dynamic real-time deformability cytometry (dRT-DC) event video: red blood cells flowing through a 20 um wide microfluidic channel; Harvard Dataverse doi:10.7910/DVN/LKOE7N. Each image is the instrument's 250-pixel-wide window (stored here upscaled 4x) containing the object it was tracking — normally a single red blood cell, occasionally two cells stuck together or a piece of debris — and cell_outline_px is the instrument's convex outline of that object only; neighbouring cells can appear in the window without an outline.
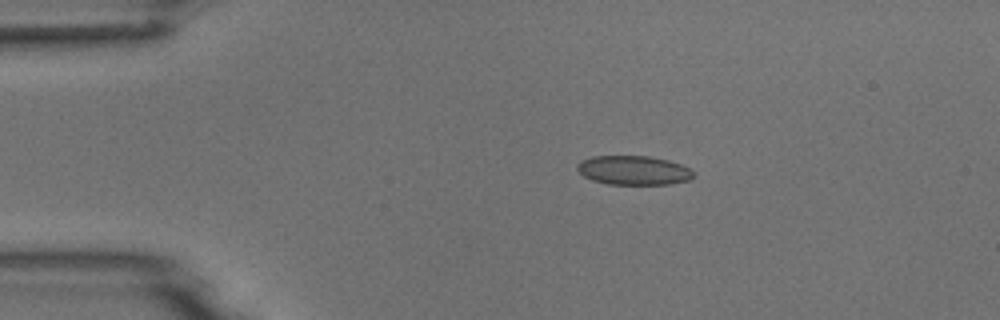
{"species": "common noctule bat (a hibernating species)", "species_latin": "Nyctalus noctula", "temperature_condition": "room temperature", "stored_images_in_passage": 14, "camera_frame_rate_fps": 3000, "um_per_image_px": 0.085, "animal": {"sex": "male", "body_mass_g": 18.8}, "frame": {"image": 1, "passage_image": 3, "time_ms": 2.333, "image_size_px": [1000, 320], "cell_outline_px": [[696, 176], [688, 180], [668, 184], [608, 184], [592, 180], [584, 176], [576, 168], [576, 164], [580, 160], [592, 156], [648, 156], [668, 160], [680, 164], [688, 168]], "centroid_in_image_um": [53.82, 14.47], "position_along_channel_um": 31.2, "area_um2": 19.71}}
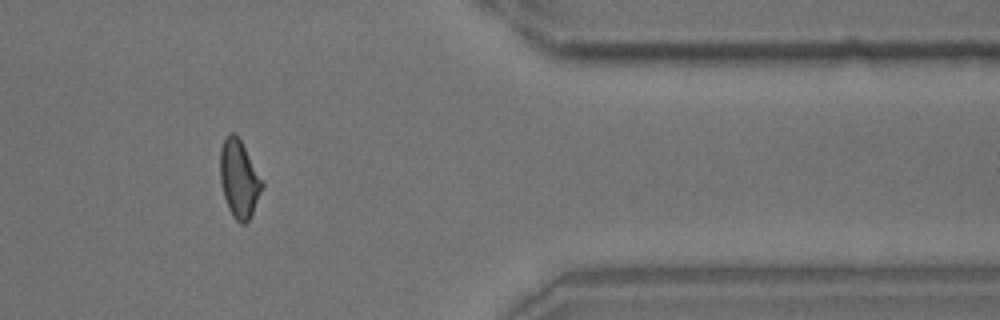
{"frame": {"image": 2, "passage_image": 12, "time_ms": 13.667, "image_size_px": [1000, 320], "cell_outline_px": [[264, 188], [248, 220], [244, 224], [240, 224], [232, 216], [228, 208], [224, 196], [220, 180], [220, 148], [224, 136], [228, 132], [236, 132], [264, 184]], "centroid_in_image_um": [20.3, 15.17], "position_along_channel_um": 391.1, "area_um2": 19.02}}